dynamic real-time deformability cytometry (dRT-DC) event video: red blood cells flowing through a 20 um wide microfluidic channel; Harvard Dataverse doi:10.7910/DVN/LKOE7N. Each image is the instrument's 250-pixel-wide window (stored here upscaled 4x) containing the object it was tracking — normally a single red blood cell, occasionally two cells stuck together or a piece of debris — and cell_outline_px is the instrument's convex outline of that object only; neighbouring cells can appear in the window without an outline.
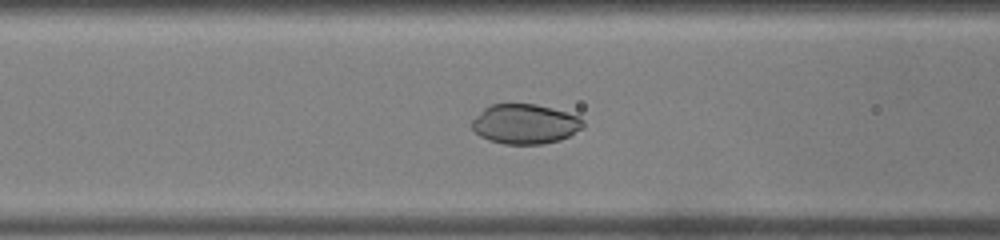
{"species": "common noctule bat (a hibernating species)", "species_latin": "Nyctalus noctula", "temperature_condition": "warm", "stored_images_in_passage": 39, "camera_frame_rate_fps": 3000, "um_per_image_px": 0.085, "animal": {"sex": "male", "body_mass_g": 19.0, "forearm_length_mm": 50.8}, "frame": {"image": 1, "passage_image": 11, "time_ms": 3.333, "image_size_px": [1000, 240], "cell_outline_px": [[584, 128], [560, 140], [544, 144], [504, 144], [488, 140], [480, 136], [472, 128], [472, 120], [484, 108], [492, 104], [536, 104], [552, 108], [580, 116], [584, 120]], "centroid_in_image_um": [44.65, 10.54], "position_along_channel_um": 121.9, "area_um2": 25.89}}
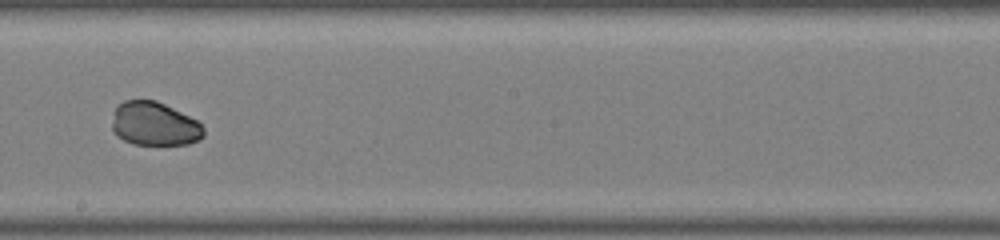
{"frame": {"image": 2, "passage_image": 19, "time_ms": 6.0, "image_size_px": [1000, 240], "cell_outline_px": [[204, 136], [200, 140], [188, 144], [132, 144], [116, 136], [112, 128], [112, 124], [116, 108], [124, 100], [156, 100], [196, 120], [204, 128]], "centroid_in_image_um": [13.13, 10.54], "position_along_channel_um": 235.1, "area_um2": 23.12}}
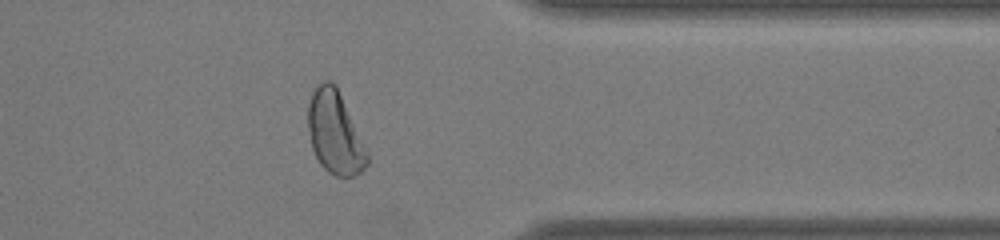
{"frame": {"image": 3, "passage_image": 30, "time_ms": 9.667, "image_size_px": [1000, 240], "cell_outline_px": [[368, 164], [360, 172], [352, 176], [336, 176], [328, 172], [320, 164], [312, 148], [308, 124], [308, 104], [312, 92], [324, 80], [332, 80], [336, 84], [368, 152]], "centroid_in_image_um": [28.47, 11.27], "position_along_channel_um": 382.9, "area_um2": 28.26}, "authors_computed_cell_mechanics": {"area_um2": 27.0504, "velocity_mm_per_s": 4.2659, "shape_relaxation_time_tau1_ms": 3.0153, "shape_relaxation_time_tau2_ms": 9.5007, "deformation_change_tau1": 0.1373, "deformation_change_tau2": 0.0708}}